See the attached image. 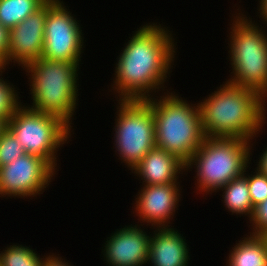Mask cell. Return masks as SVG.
<instances>
[{"label": "cell", "instance_id": "1", "mask_svg": "<svg viewBox=\"0 0 267 266\" xmlns=\"http://www.w3.org/2000/svg\"><path fill=\"white\" fill-rule=\"evenodd\" d=\"M169 32L160 24H146L121 50L115 67V86L112 85L120 101L148 100L153 97L150 93L164 86L176 52Z\"/></svg>", "mask_w": 267, "mask_h": 266}, {"label": "cell", "instance_id": "2", "mask_svg": "<svg viewBox=\"0 0 267 266\" xmlns=\"http://www.w3.org/2000/svg\"><path fill=\"white\" fill-rule=\"evenodd\" d=\"M208 96L197 103L205 137L250 141L266 123V100L252 89L225 82Z\"/></svg>", "mask_w": 267, "mask_h": 266}, {"label": "cell", "instance_id": "3", "mask_svg": "<svg viewBox=\"0 0 267 266\" xmlns=\"http://www.w3.org/2000/svg\"><path fill=\"white\" fill-rule=\"evenodd\" d=\"M145 100L152 108L156 147L176 155L185 164L205 138L198 105L188 104L175 93Z\"/></svg>", "mask_w": 267, "mask_h": 266}, {"label": "cell", "instance_id": "4", "mask_svg": "<svg viewBox=\"0 0 267 266\" xmlns=\"http://www.w3.org/2000/svg\"><path fill=\"white\" fill-rule=\"evenodd\" d=\"M24 68L31 81L33 106L30 108L59 116L70 125L78 100L79 64L40 57Z\"/></svg>", "mask_w": 267, "mask_h": 266}, {"label": "cell", "instance_id": "5", "mask_svg": "<svg viewBox=\"0 0 267 266\" xmlns=\"http://www.w3.org/2000/svg\"><path fill=\"white\" fill-rule=\"evenodd\" d=\"M250 143L244 139L205 137L186 163V171L196 165L198 190L207 194L216 192L243 175L250 163Z\"/></svg>", "mask_w": 267, "mask_h": 266}, {"label": "cell", "instance_id": "6", "mask_svg": "<svg viewBox=\"0 0 267 266\" xmlns=\"http://www.w3.org/2000/svg\"><path fill=\"white\" fill-rule=\"evenodd\" d=\"M238 13L229 34L233 77L227 82L256 91L267 100V34Z\"/></svg>", "mask_w": 267, "mask_h": 266}, {"label": "cell", "instance_id": "7", "mask_svg": "<svg viewBox=\"0 0 267 266\" xmlns=\"http://www.w3.org/2000/svg\"><path fill=\"white\" fill-rule=\"evenodd\" d=\"M22 145L25 153L47 160L54 168L56 151L71 137L72 126L59 116L20 106L6 127Z\"/></svg>", "mask_w": 267, "mask_h": 266}, {"label": "cell", "instance_id": "8", "mask_svg": "<svg viewBox=\"0 0 267 266\" xmlns=\"http://www.w3.org/2000/svg\"><path fill=\"white\" fill-rule=\"evenodd\" d=\"M114 144L122 162L132 170L156 147L155 122L151 106L145 100H117Z\"/></svg>", "mask_w": 267, "mask_h": 266}, {"label": "cell", "instance_id": "9", "mask_svg": "<svg viewBox=\"0 0 267 266\" xmlns=\"http://www.w3.org/2000/svg\"><path fill=\"white\" fill-rule=\"evenodd\" d=\"M63 4V5H62ZM61 0H48L42 57L48 60L79 64L83 35L78 20Z\"/></svg>", "mask_w": 267, "mask_h": 266}, {"label": "cell", "instance_id": "10", "mask_svg": "<svg viewBox=\"0 0 267 266\" xmlns=\"http://www.w3.org/2000/svg\"><path fill=\"white\" fill-rule=\"evenodd\" d=\"M47 160L33 154H24L0 167V197H34L43 194L56 174Z\"/></svg>", "mask_w": 267, "mask_h": 266}, {"label": "cell", "instance_id": "11", "mask_svg": "<svg viewBox=\"0 0 267 266\" xmlns=\"http://www.w3.org/2000/svg\"><path fill=\"white\" fill-rule=\"evenodd\" d=\"M47 13L48 1L33 14L10 29L7 66L13 60V63L26 67L31 62L42 57Z\"/></svg>", "mask_w": 267, "mask_h": 266}, {"label": "cell", "instance_id": "12", "mask_svg": "<svg viewBox=\"0 0 267 266\" xmlns=\"http://www.w3.org/2000/svg\"><path fill=\"white\" fill-rule=\"evenodd\" d=\"M179 182L170 184L144 185L135 202L136 216L154 228L169 227L180 197Z\"/></svg>", "mask_w": 267, "mask_h": 266}, {"label": "cell", "instance_id": "13", "mask_svg": "<svg viewBox=\"0 0 267 266\" xmlns=\"http://www.w3.org/2000/svg\"><path fill=\"white\" fill-rule=\"evenodd\" d=\"M150 236L138 225L117 229L103 250L110 266H142L148 261Z\"/></svg>", "mask_w": 267, "mask_h": 266}, {"label": "cell", "instance_id": "14", "mask_svg": "<svg viewBox=\"0 0 267 266\" xmlns=\"http://www.w3.org/2000/svg\"><path fill=\"white\" fill-rule=\"evenodd\" d=\"M182 170L185 172L186 164L176 155L154 147L131 171L144 185H156L176 183Z\"/></svg>", "mask_w": 267, "mask_h": 266}, {"label": "cell", "instance_id": "15", "mask_svg": "<svg viewBox=\"0 0 267 266\" xmlns=\"http://www.w3.org/2000/svg\"><path fill=\"white\" fill-rule=\"evenodd\" d=\"M150 237L148 264L153 266H188L190 256L186 239L174 228H155Z\"/></svg>", "mask_w": 267, "mask_h": 266}, {"label": "cell", "instance_id": "16", "mask_svg": "<svg viewBox=\"0 0 267 266\" xmlns=\"http://www.w3.org/2000/svg\"><path fill=\"white\" fill-rule=\"evenodd\" d=\"M230 251L227 266H267V243L262 235L243 237Z\"/></svg>", "mask_w": 267, "mask_h": 266}, {"label": "cell", "instance_id": "17", "mask_svg": "<svg viewBox=\"0 0 267 266\" xmlns=\"http://www.w3.org/2000/svg\"><path fill=\"white\" fill-rule=\"evenodd\" d=\"M219 190H224L223 199L225 208L232 214L248 215L251 219L254 207L249 194L248 180L244 175L233 179Z\"/></svg>", "mask_w": 267, "mask_h": 266}, {"label": "cell", "instance_id": "18", "mask_svg": "<svg viewBox=\"0 0 267 266\" xmlns=\"http://www.w3.org/2000/svg\"><path fill=\"white\" fill-rule=\"evenodd\" d=\"M48 0H0V23L9 30L41 8Z\"/></svg>", "mask_w": 267, "mask_h": 266}, {"label": "cell", "instance_id": "19", "mask_svg": "<svg viewBox=\"0 0 267 266\" xmlns=\"http://www.w3.org/2000/svg\"><path fill=\"white\" fill-rule=\"evenodd\" d=\"M34 251L27 246L10 245L0 253V266H42L44 257Z\"/></svg>", "mask_w": 267, "mask_h": 266}, {"label": "cell", "instance_id": "20", "mask_svg": "<svg viewBox=\"0 0 267 266\" xmlns=\"http://www.w3.org/2000/svg\"><path fill=\"white\" fill-rule=\"evenodd\" d=\"M5 71L6 68L0 66V76ZM8 81L0 78V118H3L6 122L14 115L17 109L22 105L19 102V96L15 87L11 86Z\"/></svg>", "mask_w": 267, "mask_h": 266}, {"label": "cell", "instance_id": "21", "mask_svg": "<svg viewBox=\"0 0 267 266\" xmlns=\"http://www.w3.org/2000/svg\"><path fill=\"white\" fill-rule=\"evenodd\" d=\"M25 153L22 145L6 128L0 135V167L18 159Z\"/></svg>", "mask_w": 267, "mask_h": 266}, {"label": "cell", "instance_id": "22", "mask_svg": "<svg viewBox=\"0 0 267 266\" xmlns=\"http://www.w3.org/2000/svg\"><path fill=\"white\" fill-rule=\"evenodd\" d=\"M255 169L254 175L243 174L248 180L249 194L253 207L267 199V175L261 173L257 168Z\"/></svg>", "mask_w": 267, "mask_h": 266}, {"label": "cell", "instance_id": "23", "mask_svg": "<svg viewBox=\"0 0 267 266\" xmlns=\"http://www.w3.org/2000/svg\"><path fill=\"white\" fill-rule=\"evenodd\" d=\"M253 231L250 234L262 235L267 231V199L254 207V212L249 220Z\"/></svg>", "mask_w": 267, "mask_h": 266}, {"label": "cell", "instance_id": "24", "mask_svg": "<svg viewBox=\"0 0 267 266\" xmlns=\"http://www.w3.org/2000/svg\"><path fill=\"white\" fill-rule=\"evenodd\" d=\"M9 29L0 23V66L6 67L9 51Z\"/></svg>", "mask_w": 267, "mask_h": 266}, {"label": "cell", "instance_id": "25", "mask_svg": "<svg viewBox=\"0 0 267 266\" xmlns=\"http://www.w3.org/2000/svg\"><path fill=\"white\" fill-rule=\"evenodd\" d=\"M42 266H73L56 255L45 256Z\"/></svg>", "mask_w": 267, "mask_h": 266}, {"label": "cell", "instance_id": "26", "mask_svg": "<svg viewBox=\"0 0 267 266\" xmlns=\"http://www.w3.org/2000/svg\"><path fill=\"white\" fill-rule=\"evenodd\" d=\"M257 169L261 173L267 175V148L265 149V151H263V153L259 157V162L257 164Z\"/></svg>", "mask_w": 267, "mask_h": 266}, {"label": "cell", "instance_id": "27", "mask_svg": "<svg viewBox=\"0 0 267 266\" xmlns=\"http://www.w3.org/2000/svg\"><path fill=\"white\" fill-rule=\"evenodd\" d=\"M260 3V8H259V13H260V17L263 18V21L265 22V24H267V0H261L259 1ZM262 15V16H261Z\"/></svg>", "mask_w": 267, "mask_h": 266}, {"label": "cell", "instance_id": "28", "mask_svg": "<svg viewBox=\"0 0 267 266\" xmlns=\"http://www.w3.org/2000/svg\"><path fill=\"white\" fill-rule=\"evenodd\" d=\"M6 127H7V122L3 118H0V135L3 133Z\"/></svg>", "mask_w": 267, "mask_h": 266}, {"label": "cell", "instance_id": "29", "mask_svg": "<svg viewBox=\"0 0 267 266\" xmlns=\"http://www.w3.org/2000/svg\"><path fill=\"white\" fill-rule=\"evenodd\" d=\"M262 236L264 237V239L266 240V243H267V231L264 232V233L262 234Z\"/></svg>", "mask_w": 267, "mask_h": 266}]
</instances>
